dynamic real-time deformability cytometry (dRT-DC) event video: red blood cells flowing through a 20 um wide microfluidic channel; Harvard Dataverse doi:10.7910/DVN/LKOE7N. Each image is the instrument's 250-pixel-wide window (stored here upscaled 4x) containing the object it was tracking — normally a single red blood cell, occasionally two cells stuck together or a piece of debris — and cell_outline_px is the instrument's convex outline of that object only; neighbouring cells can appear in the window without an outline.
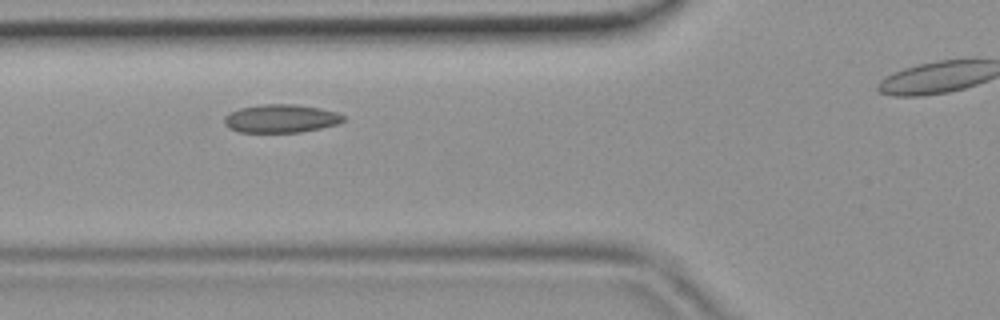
{"species": "common noctule bat (a hibernating species)", "species_latin": "Nyctalus noctula", "temperature_condition": "room temperature", "stored_images_in_passage": 8, "camera_frame_rate_fps": 3000, "um_per_image_px": 0.085, "animal": {"sex": "female", "body_mass_g": 19.9}, "frame": {"image": 1, "passage_image": 7, "time_ms": 2.0, "image_size_px": [1000, 320], "cell_outline_px": [[344, 120], [340, 124], [300, 132], [240, 132], [228, 128], [224, 124], [224, 116], [240, 108], [260, 104], [296, 104], [320, 108], [336, 112], [344, 116]], "centroid_in_image_um": [23.88, 10.07], "position_along_channel_um": 101.9, "area_um2": 19.65}}